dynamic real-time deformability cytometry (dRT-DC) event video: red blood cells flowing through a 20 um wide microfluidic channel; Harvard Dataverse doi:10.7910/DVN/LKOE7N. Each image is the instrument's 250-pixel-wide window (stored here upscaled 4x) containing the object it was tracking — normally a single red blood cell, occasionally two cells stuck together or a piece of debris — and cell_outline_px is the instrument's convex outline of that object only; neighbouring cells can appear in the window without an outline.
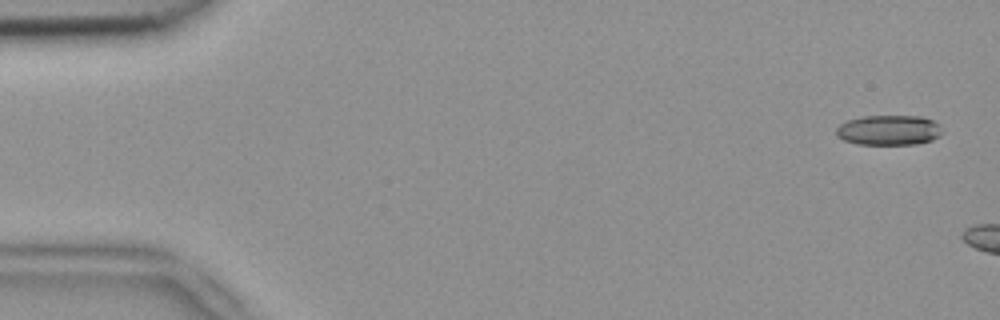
{"species": "common noctule bat (a hibernating species)", "species_latin": "Nyctalus noctula", "temperature_condition": "room temperature", "stored_images_in_passage": 3, "camera_frame_rate_fps": 3000, "um_per_image_px": 0.085, "animal": {"sex": "female", "body_mass_g": 18.4}, "frame": {"image": 1, "passage_image": 1, "time_ms": 0.0, "image_size_px": [1000, 320], "cell_outline_px": [[940, 136], [932, 140], [916, 144], [856, 144], [844, 140], [836, 136], [836, 128], [840, 124], [848, 120], [864, 116], [920, 116], [932, 120], [940, 124]], "centroid_in_image_um": [75.54, 11.06], "position_along_channel_um": 9.5, "area_um2": 18.55}}